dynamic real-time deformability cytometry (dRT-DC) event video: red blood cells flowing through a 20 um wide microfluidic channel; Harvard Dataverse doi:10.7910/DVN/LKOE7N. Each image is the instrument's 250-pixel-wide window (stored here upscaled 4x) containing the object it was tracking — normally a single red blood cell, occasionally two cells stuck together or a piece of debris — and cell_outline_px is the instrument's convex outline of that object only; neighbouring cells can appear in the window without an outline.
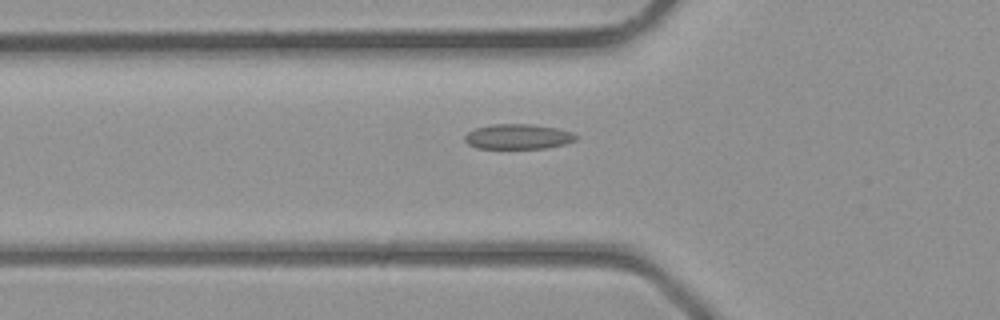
{"species": "common noctule bat (a hibernating species)", "species_latin": "Nyctalus noctula", "temperature_condition": "room temperature", "stored_images_in_passage": 30, "camera_frame_rate_fps": 3000, "um_per_image_px": 0.085, "animal": {"sex": "male", "body_mass_g": 23.1, "forearm_length_mm": 52.7}, "frame": {"image": 1, "passage_image": 6, "time_ms": 1.667, "image_size_px": [1000, 320], "cell_outline_px": [[580, 136], [576, 140], [564, 144], [544, 148], [476, 148], [468, 144], [464, 140], [464, 136], [468, 132], [476, 128], [492, 124], [532, 124], [556, 128], [572, 132]], "centroid_in_image_um": [44.04, 11.61], "position_along_channel_um": 81.8, "area_um2": 16.24}}
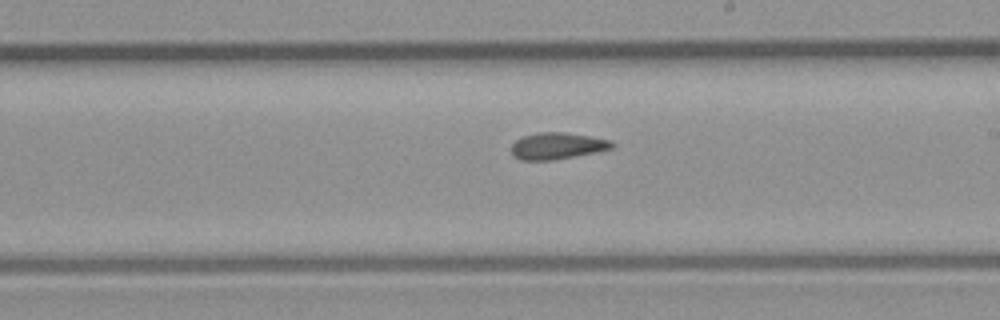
{"frame": {"image": 2, "passage_image": 15, "time_ms": 4.667, "image_size_px": [1000, 320], "cell_outline_px": [[616, 144], [612, 148], [552, 160], [520, 160], [512, 156], [512, 144], [516, 140], [524, 136], [540, 132], [564, 132], [612, 140]], "centroid_in_image_um": [47.34, 12.4], "position_along_channel_um": 241.7, "area_um2": 15.37}}
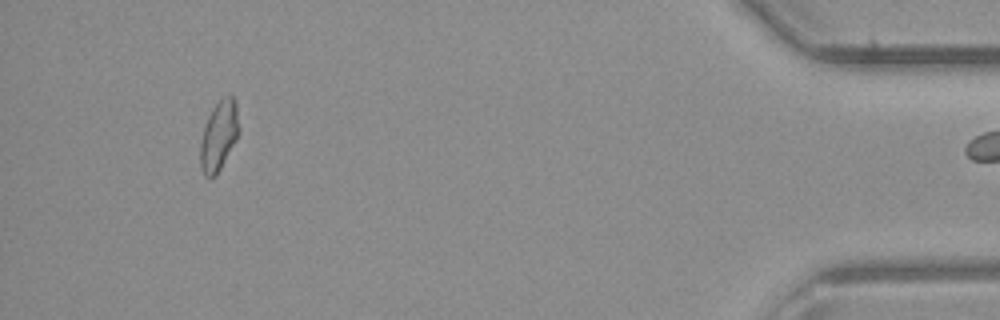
{"frame": {"image": 3, "passage_image": 29, "time_ms": 9.333, "image_size_px": [1000, 320], "cell_outline_px": [[236, 140], [216, 176], [208, 180], [204, 176], [200, 168], [200, 144], [204, 128], [208, 116], [212, 108], [224, 96], [232, 96], [236, 104]], "centroid_in_image_um": [18.54, 11.62], "position_along_channel_um": 416.7, "area_um2": 15.26}}